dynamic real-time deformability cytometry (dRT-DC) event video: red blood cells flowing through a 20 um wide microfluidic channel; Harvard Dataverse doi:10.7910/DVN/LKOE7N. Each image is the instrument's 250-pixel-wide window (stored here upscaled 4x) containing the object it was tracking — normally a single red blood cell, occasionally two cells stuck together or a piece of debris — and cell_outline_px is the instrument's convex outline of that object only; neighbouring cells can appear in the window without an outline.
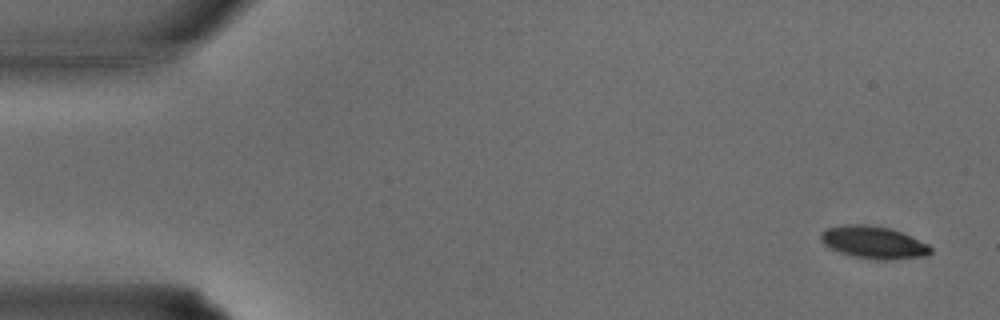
{"species": "common noctule bat (a hibernating species)", "species_latin": "Nyctalus noctula", "temperature_condition": "warm", "stored_images_in_passage": 33, "camera_frame_rate_fps": 3000, "um_per_image_px": 0.085, "animal": {"sex": "male", "body_mass_g": 15.6}, "frame": {"image": 1, "passage_image": 1, "time_ms": 0.0, "image_size_px": [1000, 320], "cell_outline_px": [[932, 252], [928, 256], [888, 260], [876, 260], [852, 256], [840, 252], [824, 244], [820, 240], [820, 232], [828, 228], [844, 224], [868, 224], [892, 228], [928, 244], [932, 248]], "centroid_in_image_um": [74.27, 20.6], "position_along_channel_um": 10.7, "area_um2": 20.92}}
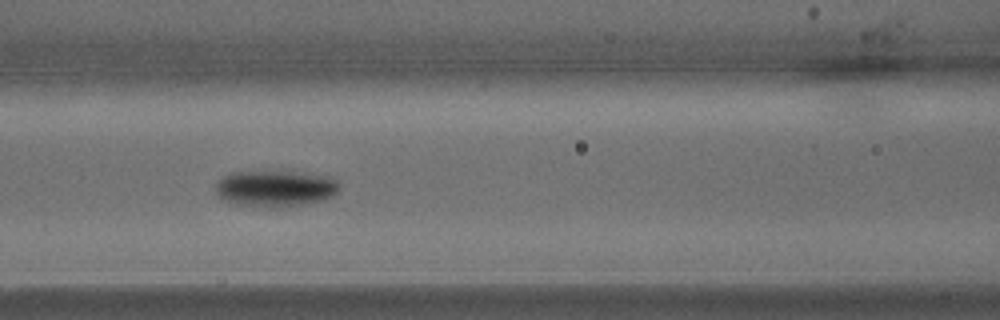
{"frame": {"image": 2, "passage_image": 14, "time_ms": 4.333, "image_size_px": [1000, 320], "cell_outline_px": [[340, 188], [332, 196], [308, 204], [276, 208], [268, 208], [236, 204], [224, 200], [216, 192], [216, 180], [232, 172], [292, 172], [332, 176], [340, 184]], "centroid_in_image_um": [23.41, 16.03], "position_along_channel_um": 143.2, "area_um2": 26.3}}
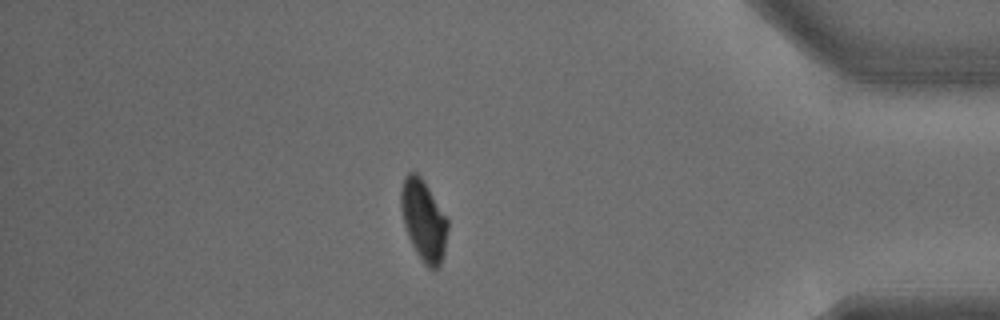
{"frame": {"image": 3, "passage_image": 29, "time_ms": 9.333, "image_size_px": [1000, 320], "cell_outline_px": [[448, 228], [444, 252], [440, 264], [432, 272], [424, 264], [416, 252], [408, 236], [404, 224], [400, 208], [400, 188], [404, 176], [408, 172], [416, 172], [424, 180], [448, 220]], "centroid_in_image_um": [35.99, 18.71], "position_along_channel_um": 399.2, "area_um2": 22.2}}